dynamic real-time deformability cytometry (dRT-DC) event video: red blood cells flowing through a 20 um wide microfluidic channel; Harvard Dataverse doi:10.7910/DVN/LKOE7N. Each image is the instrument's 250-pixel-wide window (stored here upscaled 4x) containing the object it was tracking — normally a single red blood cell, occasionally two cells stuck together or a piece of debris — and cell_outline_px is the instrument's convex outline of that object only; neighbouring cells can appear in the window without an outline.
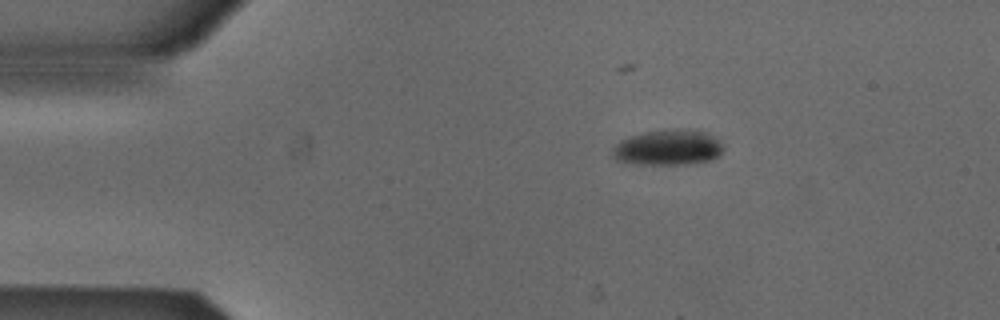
{"species": "Egyptian fruit bat (a non-hibernating species)", "species_latin": "Rousettus aegyptiacus", "temperature_condition": "cold", "stored_images_in_passage": 5, "camera_frame_rate_fps": 3000, "um_per_image_px": 0.085, "animal": {"sex": "male"}, "frame": {"image": 1, "passage_image": 1, "time_ms": 0.0, "image_size_px": [1000, 320], "cell_outline_px": [[724, 148], [720, 156], [712, 160], [688, 164], [624, 164], [616, 160], [612, 156], [612, 148], [620, 140], [644, 132], [676, 128], [708, 132], [720, 140]], "centroid_in_image_um": [56.79, 12.55], "position_along_channel_um": 28.2, "area_um2": 23.41}}
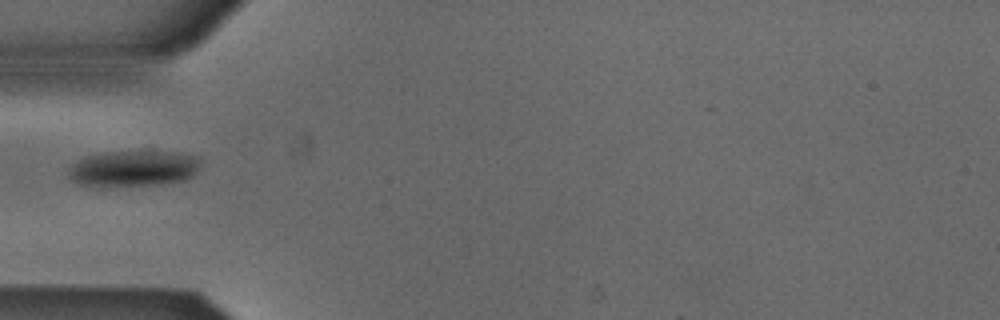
{"frame": {"image": 2, "passage_image": 3, "time_ms": 0.667, "image_size_px": [1000, 320], "cell_outline_px": [[200, 164], [196, 172], [192, 176], [184, 180], [160, 184], [76, 184], [68, 176], [68, 168], [76, 160], [84, 156], [104, 152], [144, 148], [152, 148], [180, 152], [200, 156]], "centroid_in_image_um": [11.4, 14.22], "position_along_channel_um": 73.6, "area_um2": 28.44}}
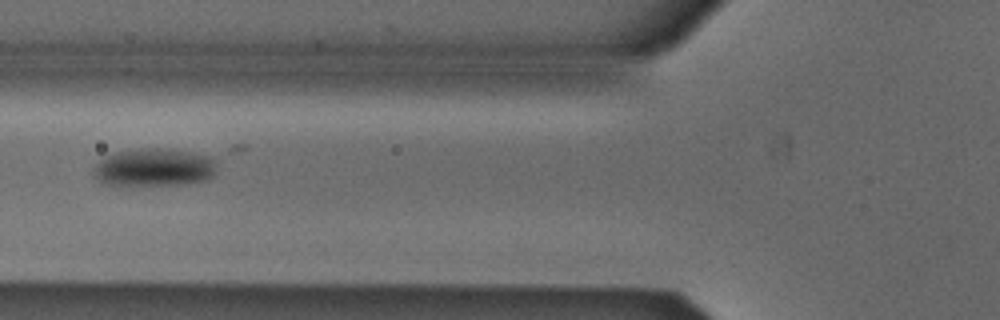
{"frame": {"image": 3, "passage_image": 4, "time_ms": 1.0, "image_size_px": [1000, 320], "cell_outline_px": [[216, 164], [212, 176], [204, 180], [188, 184], [108, 184], [92, 176], [92, 172], [96, 164], [104, 156], [116, 152], [140, 148], [168, 148], [192, 152], [208, 156]], "centroid_in_image_um": [13.08, 14.21], "position_along_channel_um": 112.7, "area_um2": 26.93}}